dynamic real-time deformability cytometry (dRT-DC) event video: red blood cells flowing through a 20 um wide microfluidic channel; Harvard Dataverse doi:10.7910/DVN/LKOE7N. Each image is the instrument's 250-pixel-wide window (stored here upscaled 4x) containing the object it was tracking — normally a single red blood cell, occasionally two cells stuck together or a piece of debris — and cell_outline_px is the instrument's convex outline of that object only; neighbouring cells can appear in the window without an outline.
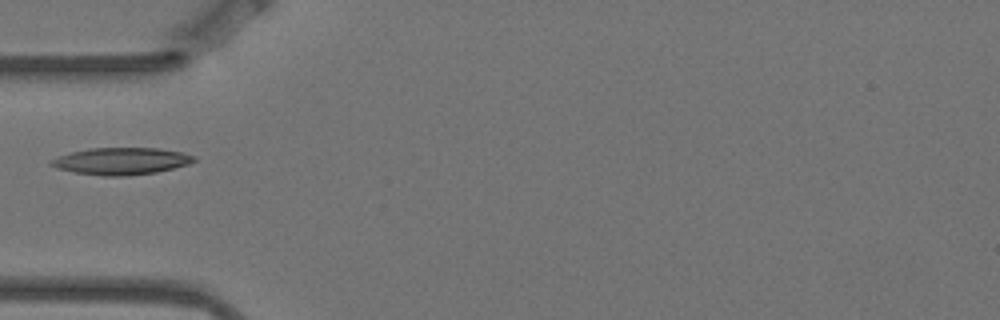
{"species": "Egyptian fruit bat (a non-hibernating species)", "species_latin": "Rousettus aegyptiacus", "temperature_condition": "warm", "stored_images_in_passage": 7, "camera_frame_rate_fps": 3000, "um_per_image_px": 0.085, "animal": {"sex": "female"}, "frame": {"image": 1, "passage_image": 5, "time_ms": 1.333, "image_size_px": [1000, 320], "cell_outline_px": [[196, 160], [188, 164], [156, 172], [128, 176], [104, 176], [76, 172], [56, 168], [48, 164], [56, 156], [72, 152], [92, 148], [160, 148], [184, 152], [196, 156]], "centroid_in_image_um": [10.33, 13.69], "position_along_channel_um": 74.7, "area_um2": 22.48}}
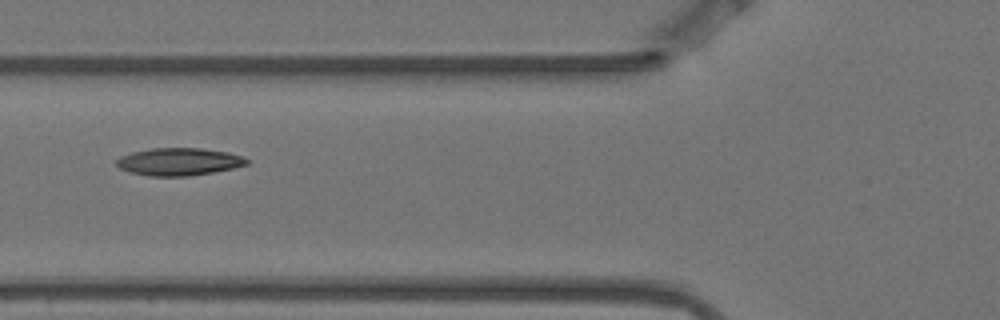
{"frame": {"image": 2, "passage_image": 6, "time_ms": 1.667, "image_size_px": [1000, 320], "cell_outline_px": [[248, 164], [232, 168], [212, 172], [188, 176], [148, 176], [128, 172], [120, 168], [116, 164], [116, 160], [120, 156], [132, 152], [152, 148], [200, 148], [228, 152], [240, 156], [248, 160]], "centroid_in_image_um": [15.16, 13.74], "position_along_channel_um": 110.6, "area_um2": 20.81}}
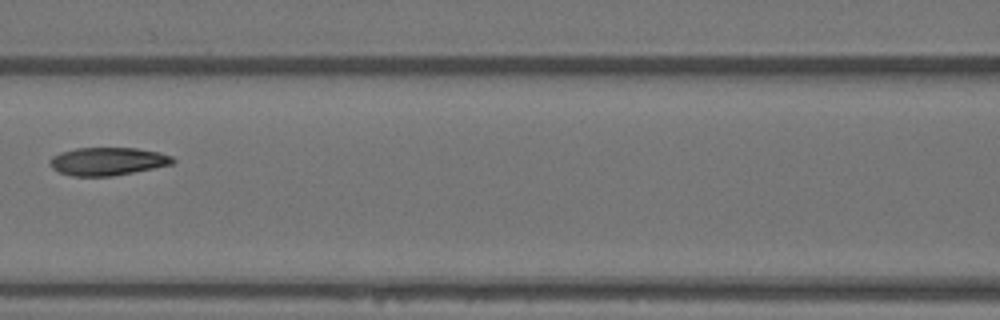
{"frame": {"image": 3, "passage_image": 7, "time_ms": 2.0, "image_size_px": [1000, 320], "cell_outline_px": [[176, 160], [172, 164], [112, 176], [72, 176], [60, 172], [52, 168], [48, 164], [48, 160], [52, 156], [60, 152], [76, 148], [136, 148], [160, 152], [172, 156]], "centroid_in_image_um": [9.12, 13.7], "position_along_channel_um": 157.5, "area_um2": 20.06}}